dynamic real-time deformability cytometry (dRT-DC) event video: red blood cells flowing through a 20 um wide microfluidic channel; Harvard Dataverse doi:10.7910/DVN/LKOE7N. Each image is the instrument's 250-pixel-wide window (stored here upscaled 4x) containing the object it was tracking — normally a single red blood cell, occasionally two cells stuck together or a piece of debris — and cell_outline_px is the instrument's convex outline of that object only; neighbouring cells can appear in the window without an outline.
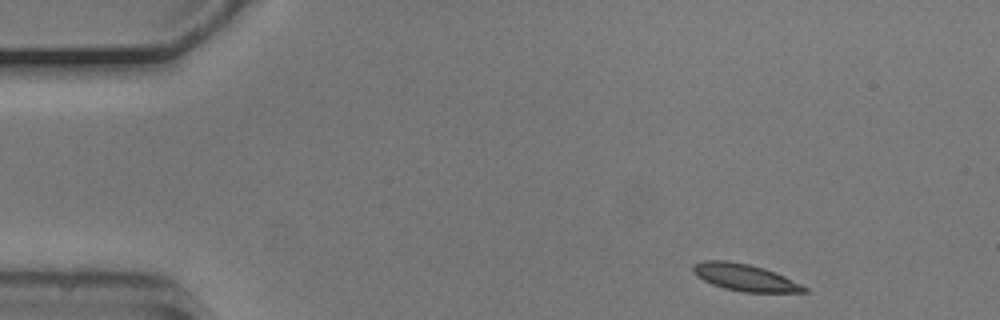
{"species": "common noctule bat (a hibernating species)", "species_latin": "Nyctalus noctula", "temperature_condition": "cold", "stored_images_in_passage": 49, "camera_frame_rate_fps": 3000, "um_per_image_px": 0.085, "animal": {"sex": "male", "body_mass_g": 20.5, "forearm_length_mm": 52.5}, "frame": {"image": 1, "passage_image": 1, "time_ms": 0.0, "image_size_px": [1000, 320], "cell_outline_px": [[808, 292], [744, 292], [724, 288], [712, 284], [696, 276], [692, 272], [692, 264], [704, 260], [724, 260], [748, 264], [764, 268], [784, 276], [808, 288]], "centroid_in_image_um": [63.27, 23.57], "position_along_channel_um": 21.7, "area_um2": 17.34}}
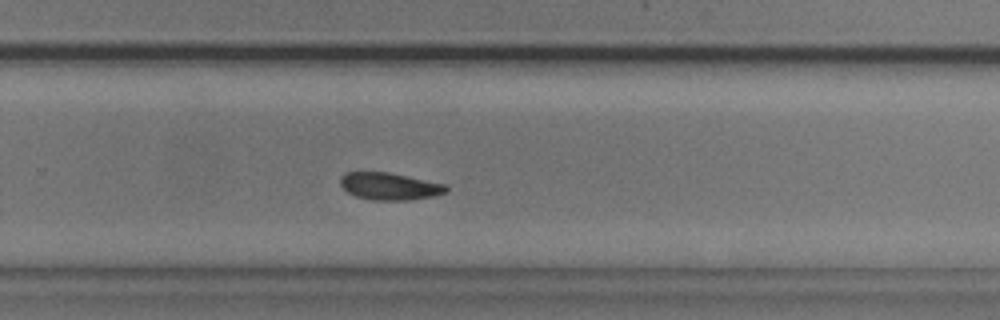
{"frame": {"image": 2, "passage_image": 30, "time_ms": 9.667, "image_size_px": [1000, 320], "cell_outline_px": [[448, 188], [444, 192], [436, 196], [408, 200], [372, 200], [356, 196], [348, 192], [340, 184], [340, 176], [344, 172], [388, 172], [448, 184]], "centroid_in_image_um": [33.12, 15.83], "position_along_channel_um": 296.7, "area_um2": 16.88}}
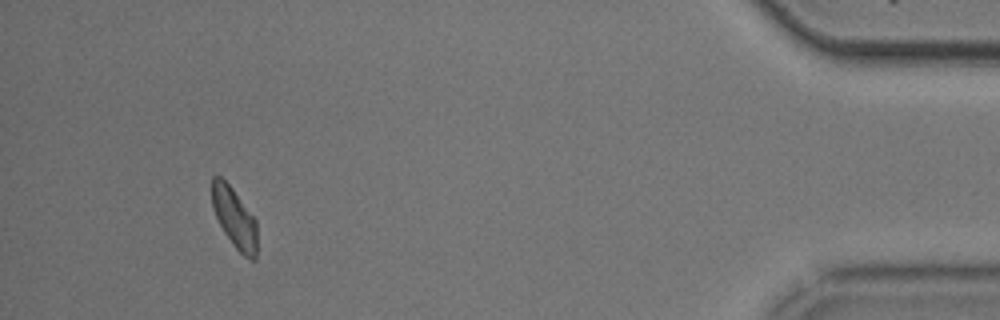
{"frame": {"image": 3, "passage_image": 45, "time_ms": 14.667, "image_size_px": [1000, 320], "cell_outline_px": [[256, 260], [252, 260], [244, 256], [232, 244], [224, 232], [212, 208], [212, 176], [220, 176], [232, 188], [256, 220]], "centroid_in_image_um": [19.92, 18.52], "position_along_channel_um": 415.3, "area_um2": 15.61}, "authors_computed_cell_mechanics": {"area_um2": 17.4556, "velocity_mm_per_s": 3.6945, "shape_relaxation_time_tau1_ms": 6.025, "shape_relaxation_time_tau2_ms": null, "deformation_change_tau1": 0.1202, "deformation_change_tau2": null}}